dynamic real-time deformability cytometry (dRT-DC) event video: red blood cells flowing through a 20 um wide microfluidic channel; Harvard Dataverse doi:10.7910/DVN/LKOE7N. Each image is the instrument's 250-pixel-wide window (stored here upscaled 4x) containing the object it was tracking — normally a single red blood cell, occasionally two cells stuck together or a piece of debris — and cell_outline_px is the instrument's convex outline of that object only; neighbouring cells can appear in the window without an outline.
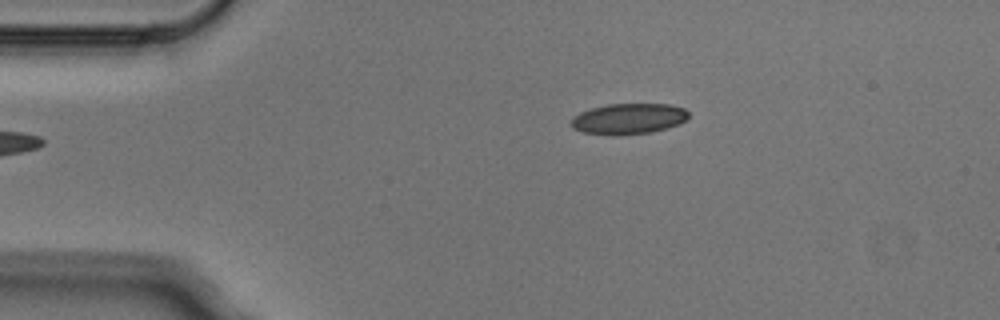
{"species": "Egyptian fruit bat (a non-hibernating species)", "species_latin": "Rousettus aegyptiacus", "temperature_condition": "cold", "stored_images_in_passage": 2, "camera_frame_rate_fps": 3000, "um_per_image_px": 0.085, "animal": {"sex": "male"}, "frame": {"image": 1, "passage_image": 2, "time_ms": 0.333, "image_size_px": [1000, 320], "cell_outline_px": [[688, 120], [680, 124], [668, 128], [652, 132], [620, 136], [616, 136], [584, 132], [572, 128], [572, 116], [580, 112], [592, 108], [608, 104], [672, 104], [684, 108], [688, 112]], "centroid_in_image_um": [53.46, 10.1], "position_along_channel_um": 31.5, "area_um2": 21.33}}